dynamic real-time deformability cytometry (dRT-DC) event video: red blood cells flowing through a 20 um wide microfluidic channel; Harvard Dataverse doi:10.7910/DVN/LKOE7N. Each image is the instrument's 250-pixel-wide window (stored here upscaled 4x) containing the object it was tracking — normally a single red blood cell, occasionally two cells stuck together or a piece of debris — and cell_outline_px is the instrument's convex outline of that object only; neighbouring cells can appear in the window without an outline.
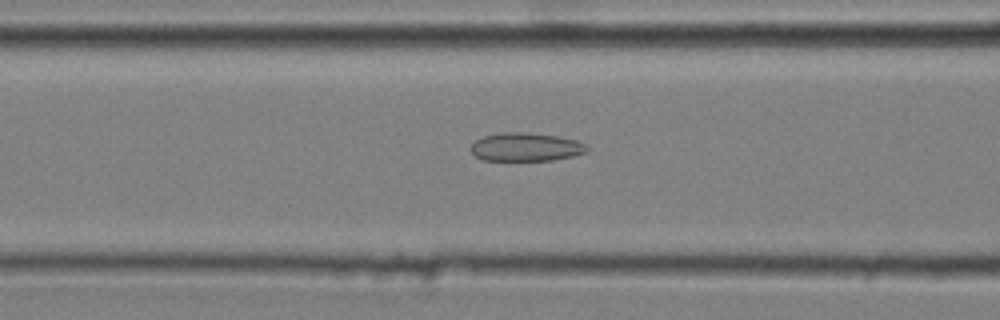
{"species": "common noctule bat (a hibernating species)", "species_latin": "Nyctalus noctula", "temperature_condition": "cold", "stored_images_in_passage": 43, "camera_frame_rate_fps": 3000, "um_per_image_px": 0.085, "animal": {"sex": "male", "body_mass_g": 20.4}, "frame": {"image": 1, "passage_image": 21, "time_ms": 6.667, "image_size_px": [1000, 320], "cell_outline_px": [[592, 148], [588, 152], [572, 156], [552, 160], [480, 160], [468, 148], [476, 140], [484, 136], [500, 132], [528, 132], [556, 136], [576, 140], [588, 144]], "centroid_in_image_um": [44.73, 12.49], "position_along_channel_um": 121.9, "area_um2": 19.48}}
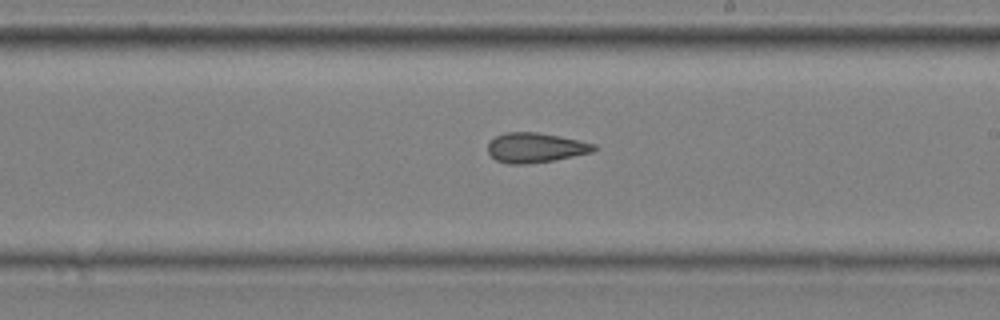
{"frame": {"image": 2, "passage_image": 31, "time_ms": 10.0, "image_size_px": [1000, 320], "cell_outline_px": [[600, 148], [592, 152], [552, 160], [528, 164], [508, 164], [496, 160], [488, 152], [488, 144], [496, 136], [504, 132], [536, 132], [560, 136], [596, 144]], "centroid_in_image_um": [45.52, 12.55], "position_along_channel_um": 243.5, "area_um2": 18.38}}
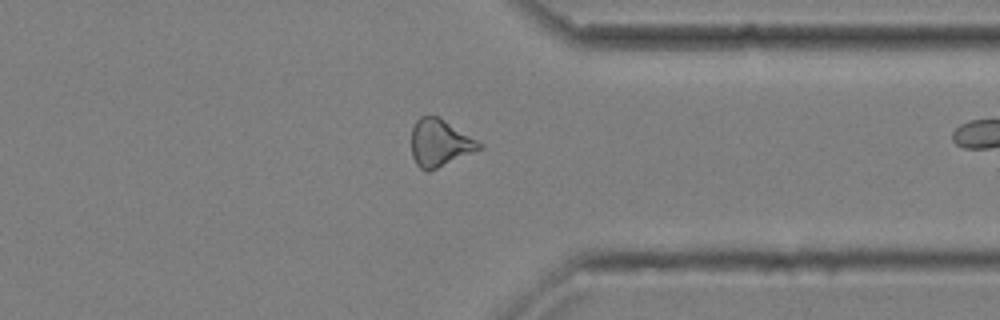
{"frame": {"image": 3, "passage_image": 42, "time_ms": 13.667, "image_size_px": [1000, 320], "cell_outline_px": [[484, 148], [428, 172], [420, 168], [416, 164], [412, 156], [412, 128], [416, 120], [420, 116], [440, 116], [484, 144]], "centroid_in_image_um": [37.41, 12.14], "position_along_channel_um": 374.0, "area_um2": 18.9}}